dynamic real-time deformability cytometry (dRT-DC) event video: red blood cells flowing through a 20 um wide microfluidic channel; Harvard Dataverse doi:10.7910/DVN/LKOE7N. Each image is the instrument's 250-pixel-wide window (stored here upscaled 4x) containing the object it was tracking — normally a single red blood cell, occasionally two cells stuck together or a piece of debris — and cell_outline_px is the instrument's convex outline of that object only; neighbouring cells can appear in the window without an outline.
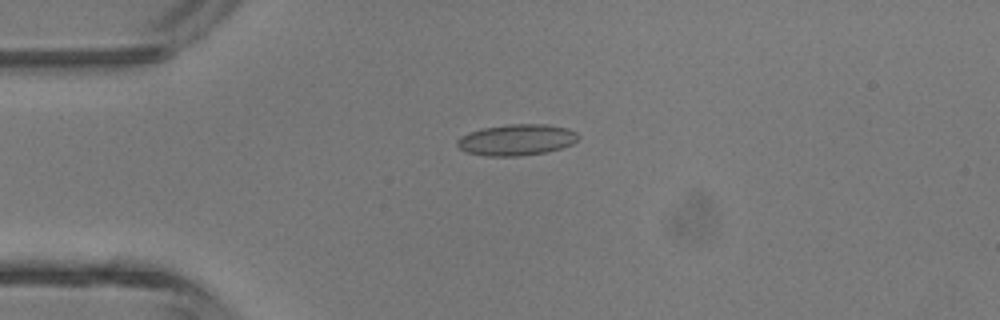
{"species": "common noctule bat (a hibernating species)", "species_latin": "Nyctalus noctula", "temperature_condition": "room temperature", "stored_images_in_passage": 4, "camera_frame_rate_fps": 3000, "um_per_image_px": 0.085, "animal": {"sex": "male", "body_mass_g": 13.3}, "frame": {"image": 1, "passage_image": 3, "time_ms": 2.333, "image_size_px": [1000, 320], "cell_outline_px": [[580, 136], [572, 144], [560, 148], [544, 152], [520, 156], [484, 156], [468, 152], [460, 148], [456, 144], [456, 140], [460, 136], [468, 132], [480, 128], [508, 124], [544, 124], [568, 128], [576, 132]], "centroid_in_image_um": [43.88, 11.88], "position_along_channel_um": 41.1, "area_um2": 22.08}}